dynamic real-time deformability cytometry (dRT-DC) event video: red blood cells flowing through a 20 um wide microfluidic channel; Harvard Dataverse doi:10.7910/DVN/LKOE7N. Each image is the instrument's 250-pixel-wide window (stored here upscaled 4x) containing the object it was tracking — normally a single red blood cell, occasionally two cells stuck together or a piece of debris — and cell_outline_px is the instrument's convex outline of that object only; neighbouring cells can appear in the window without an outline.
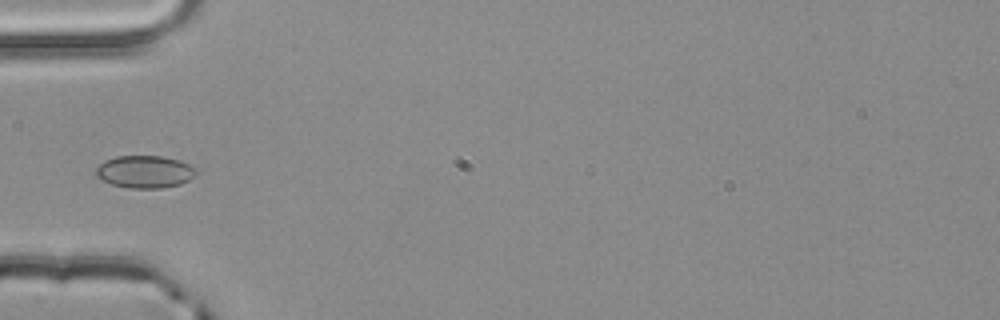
{"species": "common noctule bat (a hibernating species)", "species_latin": "Nyctalus noctula", "temperature_condition": "room temperature", "stored_images_in_passage": 3, "camera_frame_rate_fps": 3000, "um_per_image_px": 0.085, "animal": {"sex": "male", "body_mass_g": 20.4}, "frame": {"image": 1, "passage_image": 3, "time_ms": 0.667, "image_size_px": [1000, 320], "cell_outline_px": [[196, 172], [188, 180], [180, 184], [160, 188], [128, 188], [112, 184], [96, 176], [96, 168], [104, 160], [116, 156], [164, 156], [180, 160], [188, 164]], "centroid_in_image_um": [12.27, 14.59], "position_along_channel_um": 72.7, "area_um2": 18.73}}